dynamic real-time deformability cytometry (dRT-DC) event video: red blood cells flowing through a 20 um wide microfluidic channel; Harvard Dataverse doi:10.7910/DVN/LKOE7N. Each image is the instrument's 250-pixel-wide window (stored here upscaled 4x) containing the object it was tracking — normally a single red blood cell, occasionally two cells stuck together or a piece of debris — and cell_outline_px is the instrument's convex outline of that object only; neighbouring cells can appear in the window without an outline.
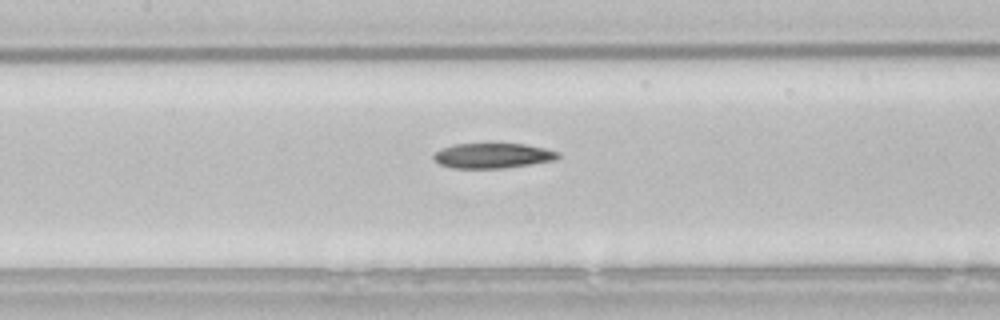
{"species": "common noctule bat (a hibernating species)", "species_latin": "Nyctalus noctula", "temperature_condition": "room temperature", "stored_images_in_passage": 32, "camera_frame_rate_fps": 3000, "um_per_image_px": 0.085, "animal": {"sex": "male", "body_mass_g": 21.5, "forearm_length_mm": 52.0}, "frame": {"image": 1, "passage_image": 14, "time_ms": 4.333, "image_size_px": [1000, 320], "cell_outline_px": [[560, 156], [556, 160], [532, 164], [500, 168], [452, 168], [440, 164], [432, 156], [432, 152], [440, 148], [452, 144], [484, 140], [524, 144], [544, 148], [560, 152]], "centroid_in_image_um": [41.83, 13.17], "position_along_channel_um": 165.6, "area_um2": 19.31}}